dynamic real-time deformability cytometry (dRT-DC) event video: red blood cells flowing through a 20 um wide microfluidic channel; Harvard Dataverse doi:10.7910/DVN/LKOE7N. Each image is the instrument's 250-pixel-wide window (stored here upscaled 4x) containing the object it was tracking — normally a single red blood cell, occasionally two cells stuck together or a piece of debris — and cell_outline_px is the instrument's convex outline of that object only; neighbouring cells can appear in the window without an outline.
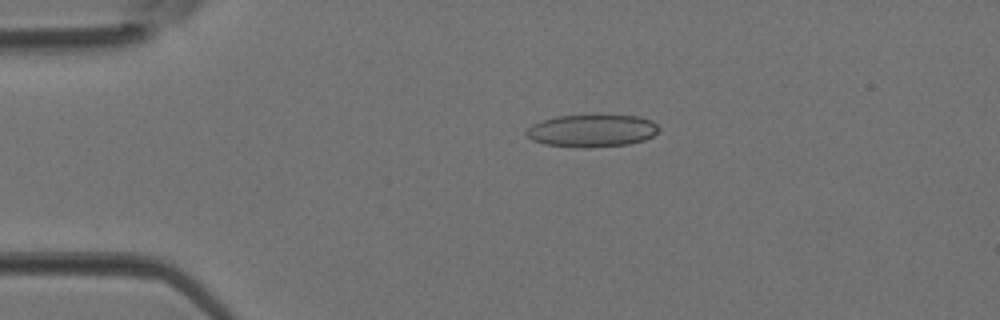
{"species": "Egyptian fruit bat (a non-hibernating species)", "species_latin": "Rousettus aegyptiacus", "temperature_condition": "room temperature", "stored_images_in_passage": 3, "camera_frame_rate_fps": 3000, "um_per_image_px": 0.085, "animal": {"sex": "female"}, "frame": {"image": 1, "passage_image": 2, "time_ms": 0.333, "image_size_px": [1000, 320], "cell_outline_px": [[660, 128], [652, 136], [644, 140], [628, 144], [588, 148], [584, 148], [544, 144], [532, 140], [524, 132], [532, 124], [556, 116], [640, 116], [652, 120]], "centroid_in_image_um": [50.31, 11.12], "position_along_channel_um": 34.7, "area_um2": 24.85}}